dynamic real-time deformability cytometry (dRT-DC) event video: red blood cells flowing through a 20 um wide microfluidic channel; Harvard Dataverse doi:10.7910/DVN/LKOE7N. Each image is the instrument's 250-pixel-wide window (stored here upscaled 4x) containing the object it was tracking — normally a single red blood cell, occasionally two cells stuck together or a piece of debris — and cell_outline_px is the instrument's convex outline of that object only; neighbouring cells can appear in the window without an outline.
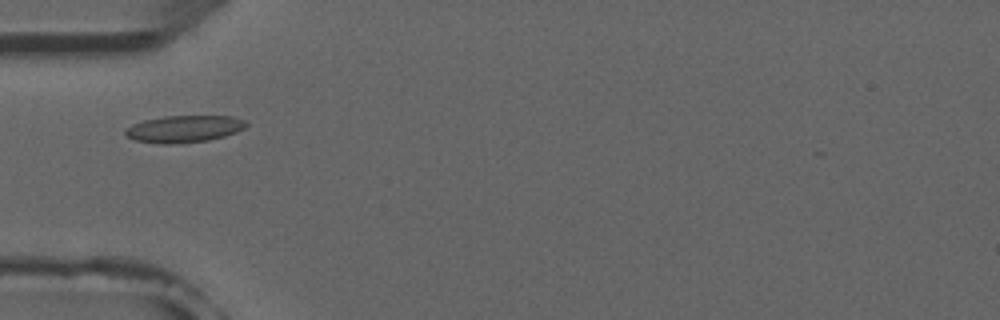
{"species": "common noctule bat (a hibernating species)", "species_latin": "Nyctalus noctula", "temperature_condition": "room temperature", "stored_images_in_passage": 1, "camera_frame_rate_fps": 3000, "um_per_image_px": 0.085, "animal": {"sex": "male", "forearm_length_mm": 52.5}, "frame": {"image": 1, "passage_image": 1, "time_ms": 0.0, "image_size_px": [1000, 320], "cell_outline_px": [[248, 124], [244, 128], [236, 132], [224, 136], [208, 140], [172, 144], [160, 144], [136, 140], [124, 136], [124, 132], [132, 124], [144, 120], [164, 116], [232, 116], [244, 120]], "centroid_in_image_um": [15.63, 10.95], "position_along_channel_um": 69.4, "area_um2": 18.96}}